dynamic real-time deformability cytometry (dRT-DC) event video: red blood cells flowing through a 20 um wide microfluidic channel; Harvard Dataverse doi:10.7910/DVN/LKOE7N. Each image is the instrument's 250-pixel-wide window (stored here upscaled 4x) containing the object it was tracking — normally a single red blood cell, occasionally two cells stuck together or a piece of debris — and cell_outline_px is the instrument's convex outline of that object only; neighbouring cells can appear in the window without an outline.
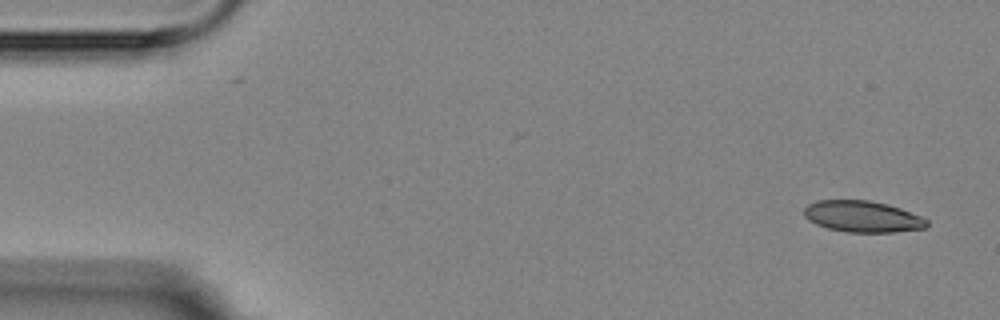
{"species": "Egyptian fruit bat (a non-hibernating species)", "species_latin": "Rousettus aegyptiacus", "temperature_condition": "room temperature", "stored_images_in_passage": 5, "camera_frame_rate_fps": 3000, "um_per_image_px": 0.085, "animal": {"sex": "female"}, "frame": {"image": 1, "passage_image": 1, "time_ms": 0.0, "image_size_px": [1000, 320], "cell_outline_px": [[928, 224], [924, 228], [896, 232], [848, 232], [828, 228], [816, 224], [808, 220], [804, 216], [804, 208], [808, 204], [816, 200], [868, 200], [888, 204], [900, 208], [920, 216], [928, 220]], "centroid_in_image_um": [73.29, 18.4], "position_along_channel_um": 11.7, "area_um2": 22.43}}
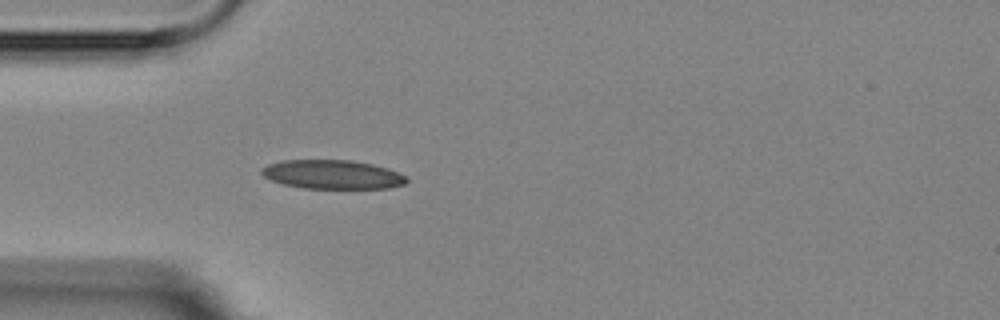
{"frame": {"image": 2, "passage_image": 5, "time_ms": 4.333, "image_size_px": [1000, 320], "cell_outline_px": [[408, 180], [404, 184], [388, 188], [304, 188], [284, 184], [272, 180], [264, 176], [260, 172], [260, 168], [268, 164], [284, 160], [352, 160], [372, 164], [388, 168], [408, 176]], "centroid_in_image_um": [28.27, 14.82], "position_along_channel_um": 56.7, "area_um2": 24.45}}